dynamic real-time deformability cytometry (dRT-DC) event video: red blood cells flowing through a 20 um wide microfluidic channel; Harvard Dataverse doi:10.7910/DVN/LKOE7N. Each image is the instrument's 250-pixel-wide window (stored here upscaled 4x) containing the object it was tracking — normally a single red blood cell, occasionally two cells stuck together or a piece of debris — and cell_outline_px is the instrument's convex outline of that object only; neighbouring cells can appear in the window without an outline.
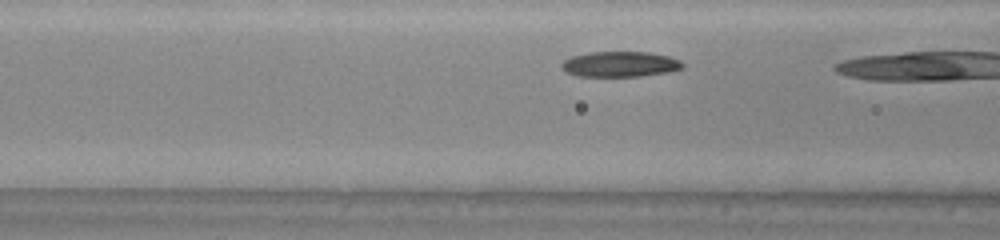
{"species": "common noctule bat (a hibernating species)", "species_latin": "Nyctalus noctula", "temperature_condition": "warm", "stored_images_in_passage": 6, "camera_frame_rate_fps": 3000, "um_per_image_px": 0.085, "animal": {"sex": "male", "body_mass_g": 20.0, "forearm_length_mm": 53.3}, "frame": {"image": 1, "passage_image": 4, "time_ms": 1.0, "image_size_px": [1000, 240], "cell_outline_px": [[684, 68], [668, 72], [640, 76], [580, 76], [568, 72], [560, 64], [564, 60], [572, 56], [588, 52], [648, 52], [668, 56], [680, 60], [684, 64]], "centroid_in_image_um": [52.74, 5.45], "position_along_channel_um": 113.9, "area_um2": 17.8}}